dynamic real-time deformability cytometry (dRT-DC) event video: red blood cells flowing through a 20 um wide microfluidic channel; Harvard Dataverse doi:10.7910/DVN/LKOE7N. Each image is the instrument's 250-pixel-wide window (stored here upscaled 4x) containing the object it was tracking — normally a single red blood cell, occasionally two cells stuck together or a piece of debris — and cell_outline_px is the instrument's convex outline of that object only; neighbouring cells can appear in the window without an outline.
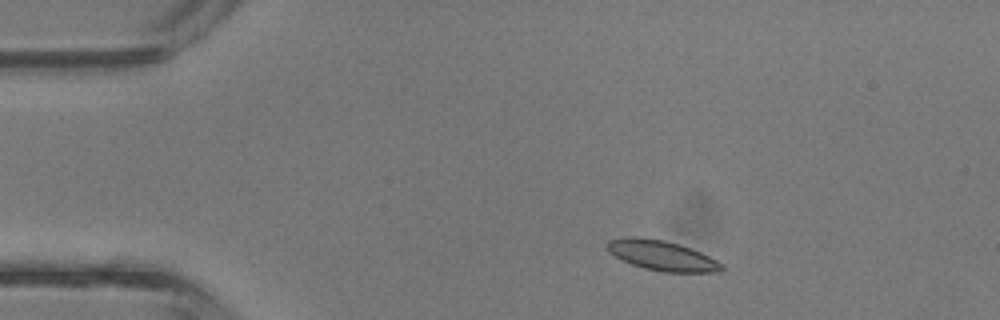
{"species": "common noctule bat (a hibernating species)", "species_latin": "Nyctalus noctula", "temperature_condition": "room temperature", "stored_images_in_passage": 2, "camera_frame_rate_fps": 3000, "um_per_image_px": 0.085, "animal": {"sex": "male", "body_mass_g": 13.3}, "frame": {"image": 1, "passage_image": 1, "time_ms": 0.0, "image_size_px": [1000, 320], "cell_outline_px": [[724, 268], [716, 272], [664, 272], [644, 268], [632, 264], [616, 256], [608, 248], [608, 240], [632, 236], [664, 240], [680, 244], [700, 252], [724, 264]], "centroid_in_image_um": [56.31, 21.72], "position_along_channel_um": 28.7, "area_um2": 19.65}}